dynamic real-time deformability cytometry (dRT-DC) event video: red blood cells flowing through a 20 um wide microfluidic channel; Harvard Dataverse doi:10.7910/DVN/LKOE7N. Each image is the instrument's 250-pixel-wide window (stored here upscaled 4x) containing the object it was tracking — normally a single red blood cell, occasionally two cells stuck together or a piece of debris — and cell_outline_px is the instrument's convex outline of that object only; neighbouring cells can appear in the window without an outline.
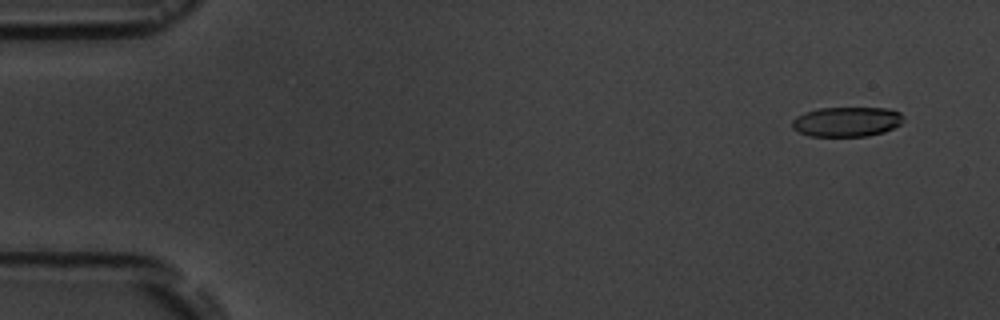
{"species": "common noctule bat (a hibernating species)", "species_latin": "Nyctalus noctula", "temperature_condition": "room temperature", "stored_images_in_passage": 7, "camera_frame_rate_fps": 3000, "um_per_image_px": 0.085, "animal": {"sex": "male", "body_mass_g": 19.5, "forearm_length_mm": 54.6}, "frame": {"image": 1, "passage_image": 2, "time_ms": 1.0, "image_size_px": [1000, 320], "cell_outline_px": [[904, 120], [900, 124], [884, 132], [868, 136], [808, 136], [792, 128], [792, 120], [796, 116], [804, 112], [820, 108], [888, 108], [900, 112], [904, 116]], "centroid_in_image_um": [71.98, 10.34], "position_along_channel_um": 13.0, "area_um2": 19.42}}
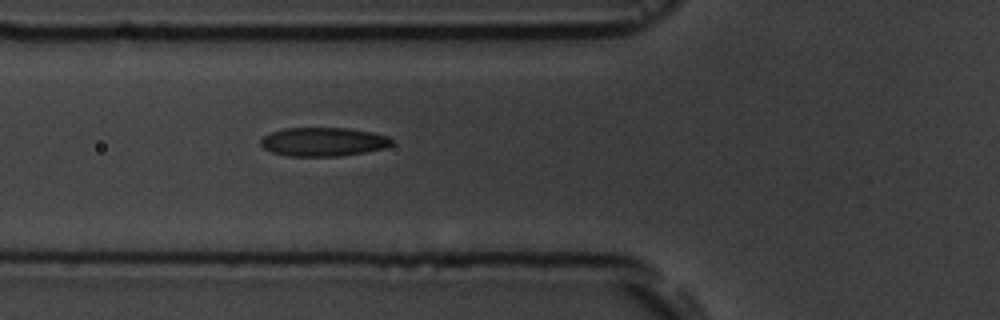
{"frame": {"image": 2, "passage_image": 7, "time_ms": 6.667, "image_size_px": [1000, 320], "cell_outline_px": [[392, 144], [384, 148], [364, 152], [340, 156], [288, 156], [272, 152], [264, 148], [260, 144], [260, 140], [264, 136], [272, 132], [284, 128], [348, 128], [372, 132], [388, 136], [392, 140]], "centroid_in_image_um": [27.47, 12.05], "position_along_channel_um": 98.3, "area_um2": 21.91}}